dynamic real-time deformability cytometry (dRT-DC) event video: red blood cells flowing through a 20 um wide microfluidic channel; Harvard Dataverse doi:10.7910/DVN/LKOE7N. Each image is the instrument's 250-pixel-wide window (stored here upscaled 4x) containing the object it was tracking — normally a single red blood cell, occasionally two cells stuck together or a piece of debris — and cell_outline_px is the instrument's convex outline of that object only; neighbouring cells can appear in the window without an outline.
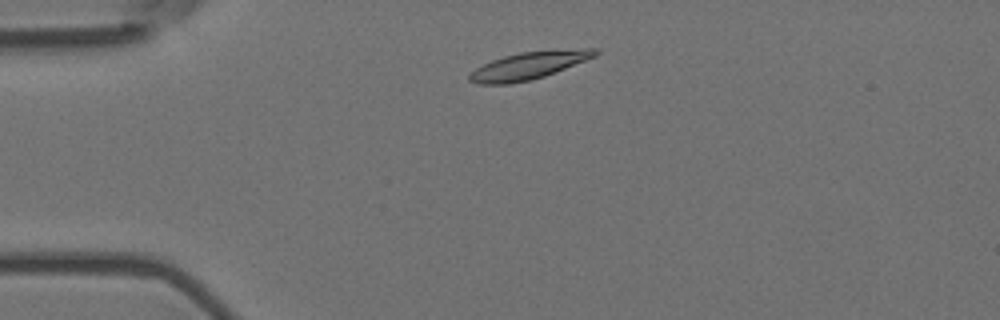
{"species": "Egyptian fruit bat (a non-hibernating species)", "species_latin": "Rousettus aegyptiacus", "temperature_condition": "room temperature", "stored_images_in_passage": 2, "camera_frame_rate_fps": 3000, "um_per_image_px": 0.085, "animal": {"sex": "female"}, "frame": {"image": 1, "passage_image": 2, "time_ms": 0.333, "image_size_px": [1000, 320], "cell_outline_px": [[600, 52], [596, 56], [544, 76], [532, 80], [508, 84], [476, 84], [468, 80], [468, 76], [476, 68], [492, 60], [504, 56], [520, 52], [584, 48], [596, 48]], "centroid_in_image_um": [44.94, 5.57], "position_along_channel_um": 40.1, "area_um2": 19.94}}